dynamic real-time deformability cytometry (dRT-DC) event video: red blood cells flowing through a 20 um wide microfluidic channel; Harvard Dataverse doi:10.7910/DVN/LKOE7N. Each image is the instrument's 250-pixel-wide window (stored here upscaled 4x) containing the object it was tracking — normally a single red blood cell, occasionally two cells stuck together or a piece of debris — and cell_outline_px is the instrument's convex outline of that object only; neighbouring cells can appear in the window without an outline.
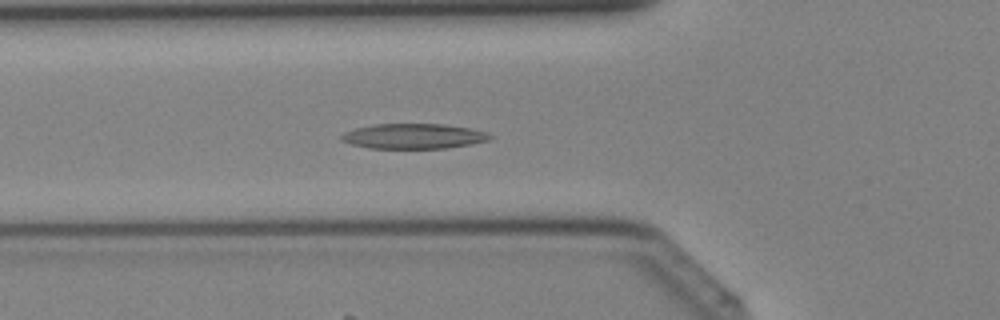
{"species": "Egyptian fruit bat (a non-hibernating species)", "species_latin": "Rousettus aegyptiacus", "temperature_condition": "cold", "stored_images_in_passage": 41, "segment_of_instrument_passage": [1, 2], "camera_frame_rate_fps": 3000, "um_per_image_px": 0.085, "animal": {"sex": "female"}, "frame": {"image": 1, "passage_image": 13, "time_ms": 4.0, "image_size_px": [1000, 320], "cell_outline_px": [[496, 136], [488, 140], [472, 144], [444, 148], [368, 148], [352, 144], [340, 140], [340, 136], [344, 132], [356, 128], [372, 124], [444, 124], [468, 128], [488, 132]], "centroid_in_image_um": [35.17, 11.57], "position_along_channel_um": 90.6, "area_um2": 21.79}}
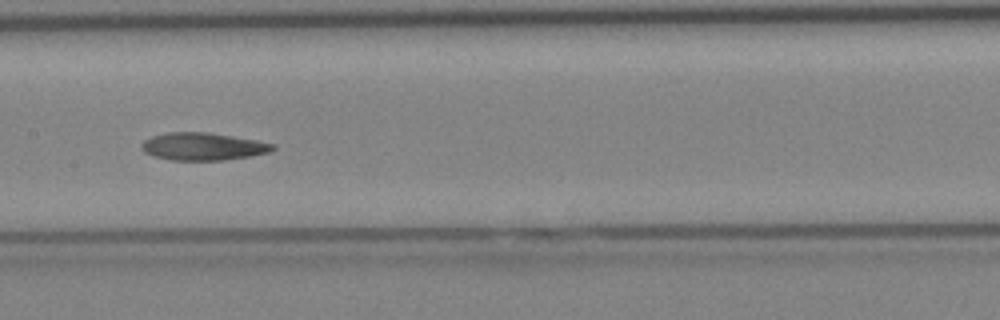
{"frame": {"image": 2, "passage_image": 19, "time_ms": 6.0, "image_size_px": [1000, 320], "cell_outline_px": [[276, 148], [268, 152], [248, 156], [224, 160], [172, 160], [152, 156], [144, 152], [140, 148], [140, 144], [144, 140], [152, 136], [168, 132], [208, 132], [256, 140], [276, 144]], "centroid_in_image_um": [17.21, 12.45], "position_along_channel_um": 190.2, "area_um2": 21.1}}
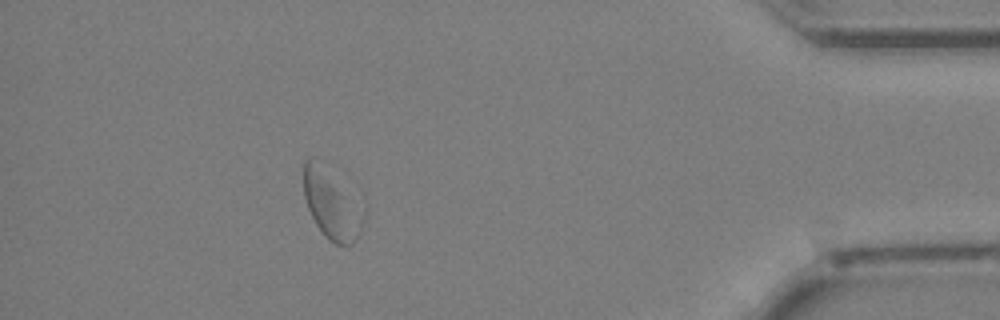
{"frame": {"image": 3, "passage_image": 35, "time_ms": 11.333, "image_size_px": [1000, 320], "cell_outline_px": [[356, 236], [352, 244], [336, 244], [328, 240], [316, 224], [308, 208], [304, 196], [304, 160], [308, 156], [312, 156], [344, 196]], "centroid_in_image_um": [27.8, 17.39], "position_along_channel_um": 407.4, "area_um2": 19.07}}